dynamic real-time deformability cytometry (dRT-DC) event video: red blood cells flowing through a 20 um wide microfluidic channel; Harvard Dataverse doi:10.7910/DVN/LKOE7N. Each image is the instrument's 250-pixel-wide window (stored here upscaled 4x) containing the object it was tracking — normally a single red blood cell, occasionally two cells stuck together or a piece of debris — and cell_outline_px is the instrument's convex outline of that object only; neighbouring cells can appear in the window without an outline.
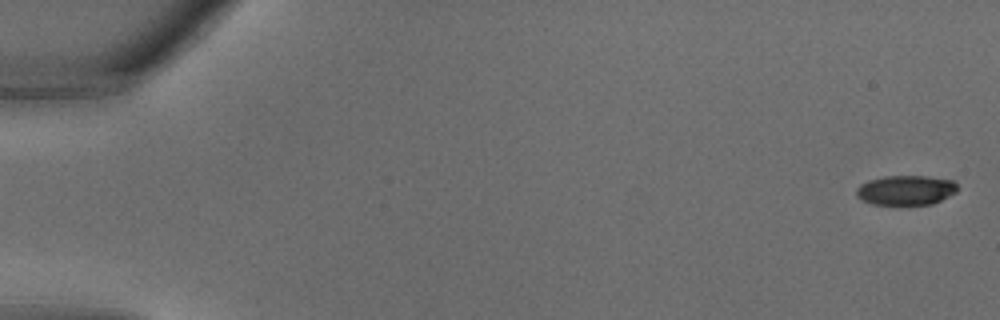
{"species": "common noctule bat (a hibernating species)", "species_latin": "Nyctalus noctula", "temperature_condition": "warm", "stored_images_in_passage": 34, "camera_frame_rate_fps": 3000, "um_per_image_px": 0.085, "animal": {"sex": "male", "body_mass_g": 18.8}, "frame": {"image": 1, "passage_image": 1, "time_ms": 0.0, "image_size_px": [1000, 320], "cell_outline_px": [[956, 192], [932, 204], [872, 204], [860, 200], [856, 196], [856, 188], [860, 184], [868, 180], [884, 176], [924, 176], [952, 180], [956, 184]], "centroid_in_image_um": [76.94, 16.16], "position_along_channel_um": 8.1, "area_um2": 17.4}}
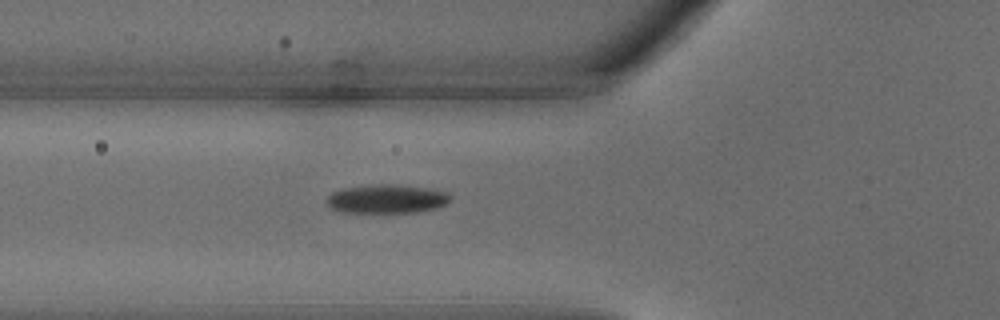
{"frame": {"image": 2, "passage_image": 13, "time_ms": 4.0, "image_size_px": [1000, 320], "cell_outline_px": [[452, 200], [448, 204], [436, 208], [420, 212], [340, 212], [328, 208], [324, 200], [332, 192], [344, 188], [376, 184], [388, 184], [428, 188], [448, 192]], "centroid_in_image_um": [32.86, 16.91], "position_along_channel_um": 92.9, "area_um2": 20.98}}
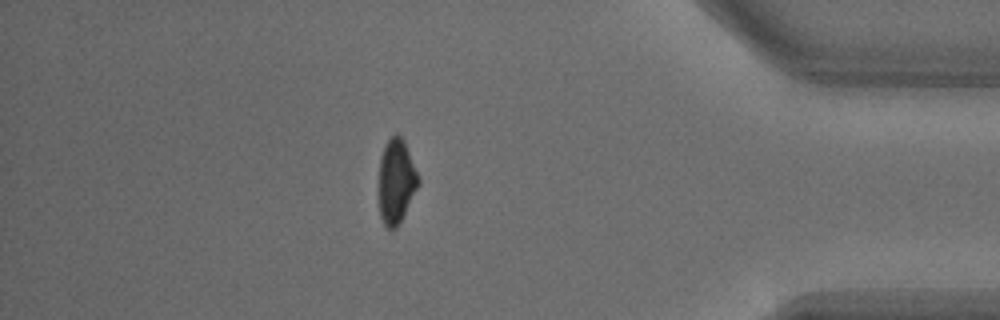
{"frame": {"image": 3, "passage_image": 30, "time_ms": 9.667, "image_size_px": [1000, 320], "cell_outline_px": [[420, 184], [396, 228], [388, 228], [384, 224], [380, 216], [380, 156], [388, 140], [396, 132], [404, 140], [420, 180]], "centroid_in_image_um": [33.69, 15.39], "position_along_channel_um": 401.5, "area_um2": 19.02}}